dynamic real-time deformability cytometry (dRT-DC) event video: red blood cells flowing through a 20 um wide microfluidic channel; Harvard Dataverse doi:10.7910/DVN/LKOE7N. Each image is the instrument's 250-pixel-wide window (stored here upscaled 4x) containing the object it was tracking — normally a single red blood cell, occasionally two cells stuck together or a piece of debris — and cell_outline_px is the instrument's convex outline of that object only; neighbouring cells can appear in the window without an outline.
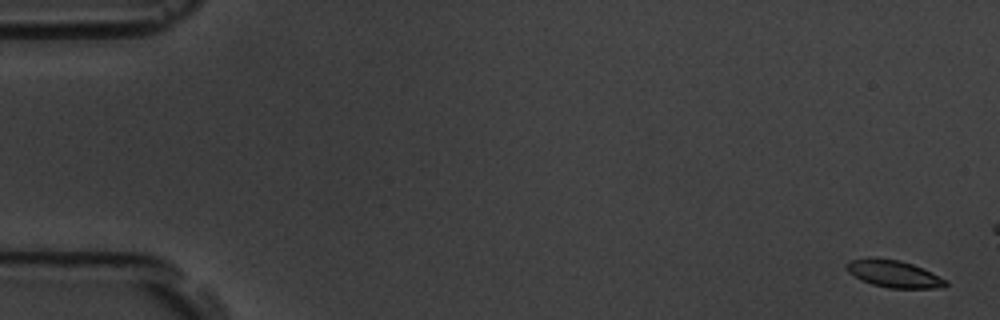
{"species": "common noctule bat (a hibernating species)", "species_latin": "Nyctalus noctula", "temperature_condition": "room temperature", "stored_images_in_passage": 6, "camera_frame_rate_fps": 3000, "um_per_image_px": 0.085, "animal": {"sex": "male", "body_mass_g": 19.5, "forearm_length_mm": 54.6}, "frame": {"image": 1, "passage_image": 1, "time_ms": 0.0, "image_size_px": [1000, 320], "cell_outline_px": [[948, 284], [944, 288], [888, 288], [872, 284], [860, 280], [848, 272], [844, 268], [844, 264], [852, 260], [872, 256], [900, 260], [912, 264], [932, 272], [948, 280]], "centroid_in_image_um": [75.96, 23.26], "position_along_channel_um": 9.0, "area_um2": 16.07}}